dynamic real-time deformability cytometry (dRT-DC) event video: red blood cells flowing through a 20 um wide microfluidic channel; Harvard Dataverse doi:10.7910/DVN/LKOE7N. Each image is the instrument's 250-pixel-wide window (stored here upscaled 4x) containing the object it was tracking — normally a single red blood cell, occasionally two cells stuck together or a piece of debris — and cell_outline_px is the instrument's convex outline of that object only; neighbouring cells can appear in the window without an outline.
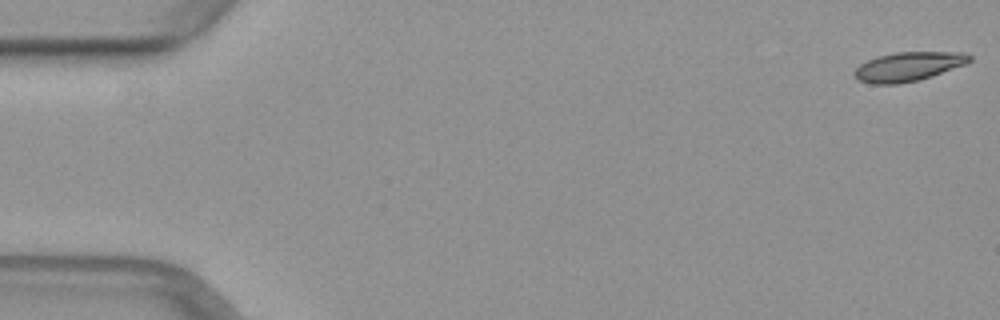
{"species": "common noctule bat (a hibernating species)", "species_latin": "Nyctalus noctula", "temperature_condition": "warm", "stored_images_in_passage": 51, "camera_frame_rate_fps": 3000, "um_per_image_px": 0.085, "animal": {"sex": "female", "body_mass_g": 29.2, "forearm_length_mm": 56.3}, "frame": {"image": 1, "passage_image": 1, "time_ms": 0.0, "image_size_px": [1000, 320], "cell_outline_px": [[972, 60], [968, 64], [920, 80], [896, 84], [872, 84], [856, 80], [852, 72], [860, 64], [876, 56], [896, 52], [968, 52], [972, 56]], "centroid_in_image_um": [77.23, 5.66], "position_along_channel_um": 7.8, "area_um2": 19.94}}
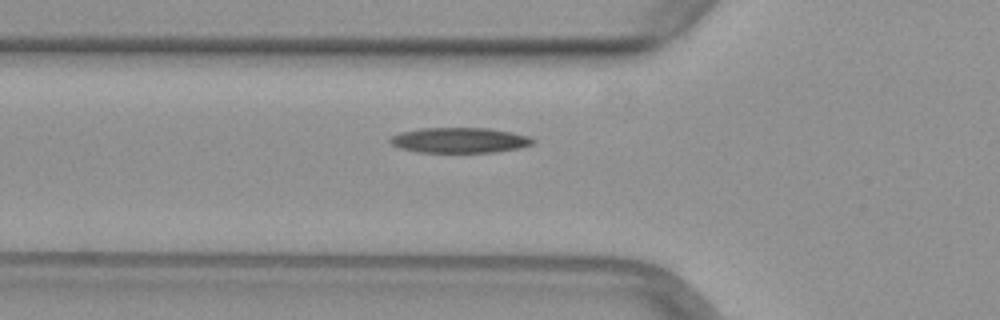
{"frame": {"image": 2, "passage_image": 18, "time_ms": 5.667, "image_size_px": [1000, 320], "cell_outline_px": [[536, 140], [532, 144], [520, 148], [496, 152], [416, 152], [400, 148], [392, 144], [388, 140], [392, 136], [400, 132], [420, 128], [488, 128], [512, 132], [528, 136]], "centroid_in_image_um": [39.06, 11.92], "position_along_channel_um": 86.7, "area_um2": 21.1}}
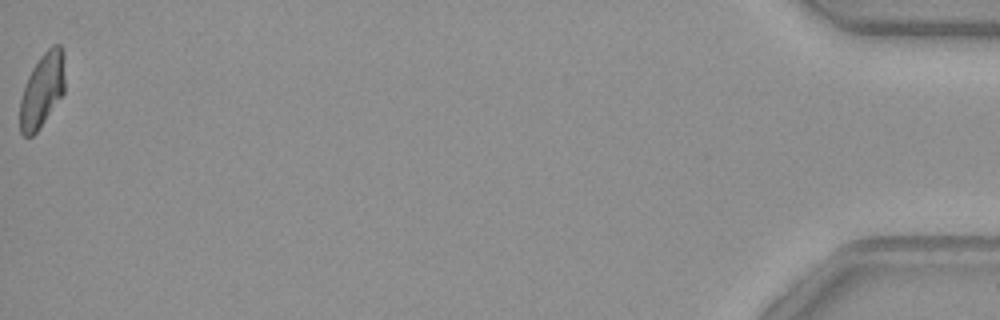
{"frame": {"image": 3, "passage_image": 51, "time_ms": 16.667, "image_size_px": [1000, 320], "cell_outline_px": [[64, 92], [36, 132], [32, 136], [24, 136], [20, 132], [20, 100], [28, 76], [32, 68], [40, 56], [52, 44], [60, 44], [64, 76]], "centroid_in_image_um": [3.55, 7.67], "position_along_channel_um": 431.6, "area_um2": 18.9}}